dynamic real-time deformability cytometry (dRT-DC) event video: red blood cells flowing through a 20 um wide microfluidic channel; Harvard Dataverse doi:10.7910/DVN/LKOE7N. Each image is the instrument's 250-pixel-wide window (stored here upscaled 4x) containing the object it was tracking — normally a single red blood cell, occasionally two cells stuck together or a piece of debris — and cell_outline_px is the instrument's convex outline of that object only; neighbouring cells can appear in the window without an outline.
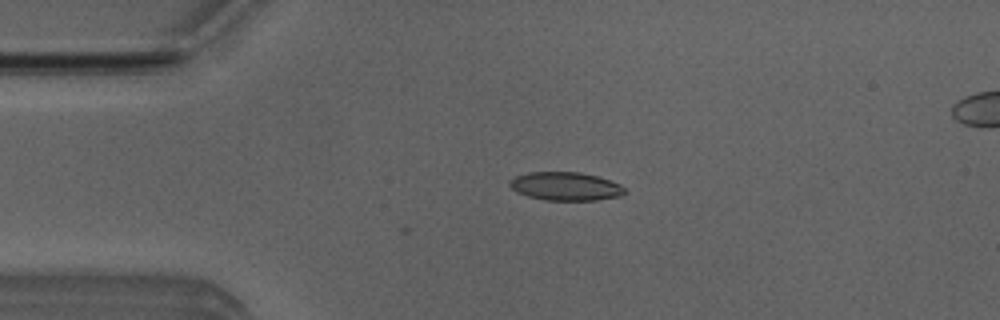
{"species": "Egyptian fruit bat (a non-hibernating species)", "species_latin": "Rousettus aegyptiacus", "temperature_condition": "room temperature", "stored_images_in_passage": 5, "camera_frame_rate_fps": 3000, "um_per_image_px": 0.085, "animal": {"sex": "male"}, "frame": {"image": 1, "passage_image": 5, "time_ms": 1.333, "image_size_px": [1000, 320], "cell_outline_px": [[628, 192], [620, 196], [596, 200], [544, 200], [528, 196], [516, 192], [508, 184], [508, 180], [516, 176], [528, 172], [580, 172], [596, 176], [620, 184]], "centroid_in_image_um": [48.05, 15.83], "position_along_channel_um": 36.9, "area_um2": 19.07}}